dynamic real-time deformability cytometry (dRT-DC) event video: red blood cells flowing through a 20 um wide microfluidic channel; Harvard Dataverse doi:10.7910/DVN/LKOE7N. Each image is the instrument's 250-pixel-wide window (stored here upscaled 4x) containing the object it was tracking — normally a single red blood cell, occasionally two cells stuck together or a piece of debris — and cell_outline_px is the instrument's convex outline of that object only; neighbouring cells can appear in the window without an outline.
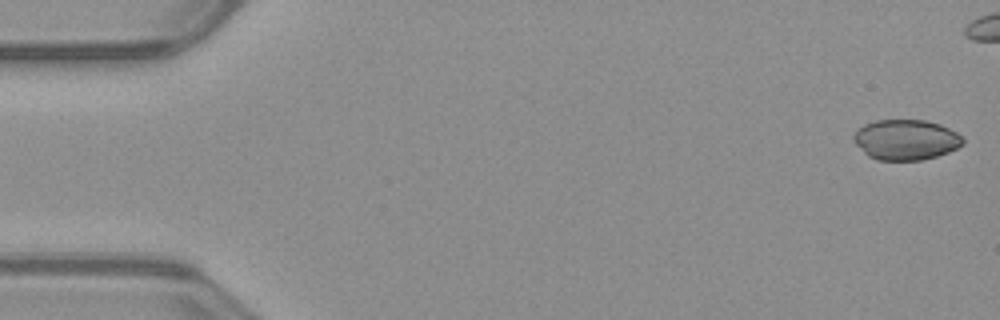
{"species": "common noctule bat (a hibernating species)", "species_latin": "Nyctalus noctula", "temperature_condition": "warm", "stored_images_in_passage": 42, "camera_frame_rate_fps": 3000, "um_per_image_px": 0.085, "animal": {"sex": "male", "body_mass_g": 23.1, "forearm_length_mm": 52.7}, "frame": {"image": 1, "passage_image": 1, "time_ms": 0.0, "image_size_px": [1000, 320], "cell_outline_px": [[964, 144], [948, 152], [936, 156], [920, 160], [876, 160], [868, 156], [852, 140], [852, 136], [856, 128], [864, 124], [876, 120], [924, 120], [940, 124], [964, 136]], "centroid_in_image_um": [76.98, 11.87], "position_along_channel_um": 8.0, "area_um2": 25.89}}
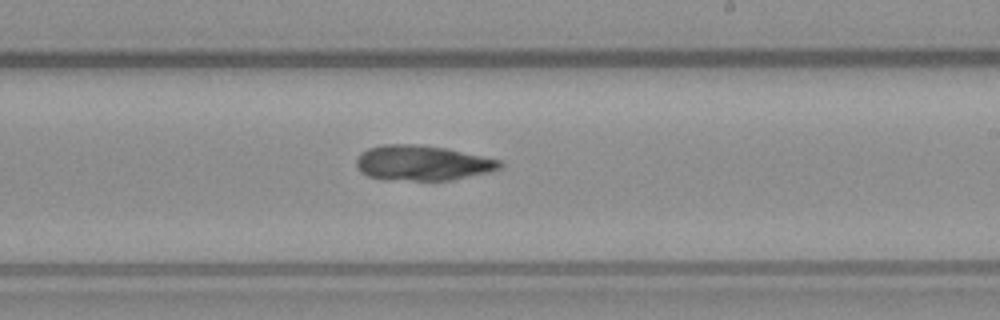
{"frame": {"image": 2, "passage_image": 30, "time_ms": 9.667, "image_size_px": [1000, 320], "cell_outline_px": [[504, 164], [500, 168], [488, 172], [452, 180], [384, 180], [368, 176], [360, 172], [356, 164], [356, 156], [360, 152], [368, 148], [384, 144], [416, 144], [448, 148], [500, 160]], "centroid_in_image_um": [35.86, 13.85], "position_along_channel_um": 253.1, "area_um2": 29.65}}
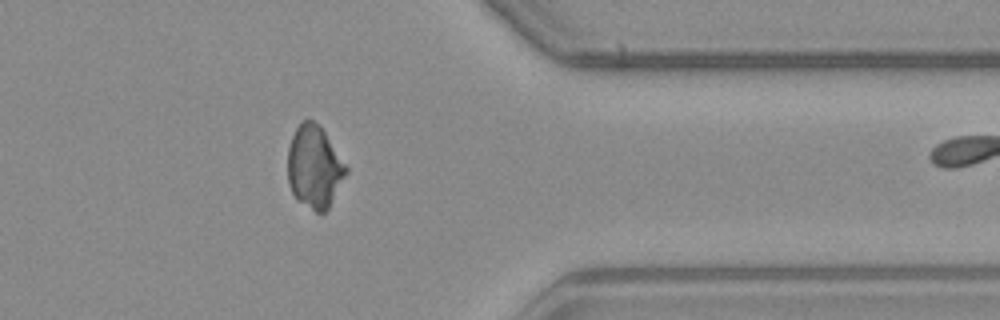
{"frame": {"image": 3, "passage_image": 41, "time_ms": 13.333, "image_size_px": [1000, 320], "cell_outline_px": [[348, 172], [328, 208], [324, 212], [316, 212], [296, 200], [288, 184], [288, 148], [292, 136], [296, 128], [308, 116], [320, 124], [348, 168]], "centroid_in_image_um": [26.72, 14.16], "position_along_channel_um": 384.7, "area_um2": 28.21}}